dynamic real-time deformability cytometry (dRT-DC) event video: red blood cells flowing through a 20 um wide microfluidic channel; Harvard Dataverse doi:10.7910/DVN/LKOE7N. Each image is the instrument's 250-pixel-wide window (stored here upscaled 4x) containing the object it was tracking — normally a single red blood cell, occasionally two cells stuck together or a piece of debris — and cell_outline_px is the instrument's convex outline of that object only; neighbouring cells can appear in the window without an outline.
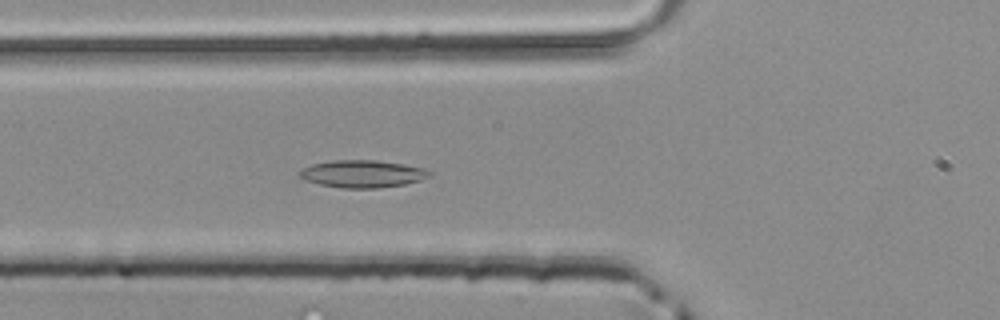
{"species": "common noctule bat (a hibernating species)", "species_latin": "Nyctalus noctula", "temperature_condition": "room temperature", "stored_images_in_passage": 41, "camera_frame_rate_fps": 3000, "um_per_image_px": 0.085, "animal": {"sex": "male", "body_mass_g": 20.4}, "frame": {"image": 1, "passage_image": 10, "time_ms": 3.0, "image_size_px": [1000, 320], "cell_outline_px": [[432, 176], [420, 180], [404, 184], [380, 188], [340, 188], [320, 184], [304, 180], [296, 172], [312, 164], [332, 160], [376, 160], [404, 164], [424, 168], [432, 172]], "centroid_in_image_um": [30.81, 14.77], "position_along_channel_um": 95.0, "area_um2": 20.87}}
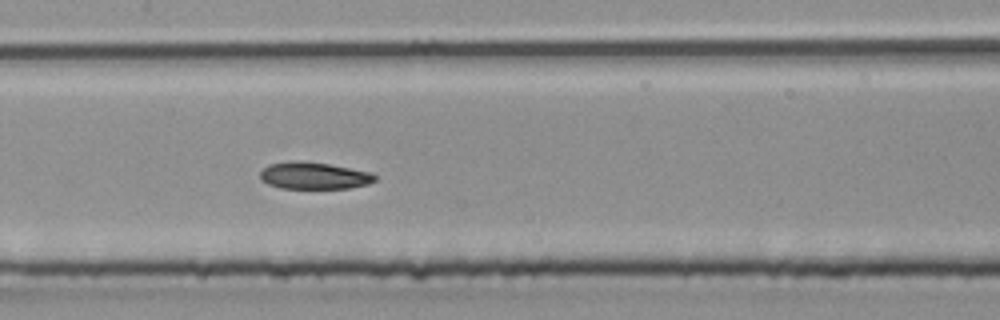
{"frame": {"image": 2, "passage_image": 16, "time_ms": 5.0, "image_size_px": [1000, 320], "cell_outline_px": [[376, 180], [368, 184], [348, 188], [280, 188], [268, 184], [260, 176], [260, 172], [268, 164], [328, 164], [372, 172], [376, 176]], "centroid_in_image_um": [26.77, 14.98], "position_along_channel_um": 180.6, "area_um2": 17.05}}
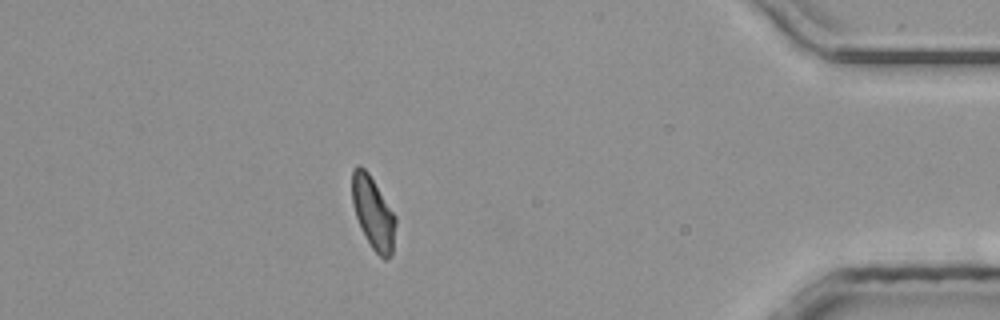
{"frame": {"image": 3, "passage_image": 35, "time_ms": 11.333, "image_size_px": [1000, 320], "cell_outline_px": [[396, 224], [392, 256], [388, 260], [384, 260], [372, 248], [356, 216], [352, 204], [352, 172], [356, 164], [360, 164], [368, 172], [396, 216]], "centroid_in_image_um": [31.73, 18.09], "position_along_channel_um": 403.5, "area_um2": 18.26}}